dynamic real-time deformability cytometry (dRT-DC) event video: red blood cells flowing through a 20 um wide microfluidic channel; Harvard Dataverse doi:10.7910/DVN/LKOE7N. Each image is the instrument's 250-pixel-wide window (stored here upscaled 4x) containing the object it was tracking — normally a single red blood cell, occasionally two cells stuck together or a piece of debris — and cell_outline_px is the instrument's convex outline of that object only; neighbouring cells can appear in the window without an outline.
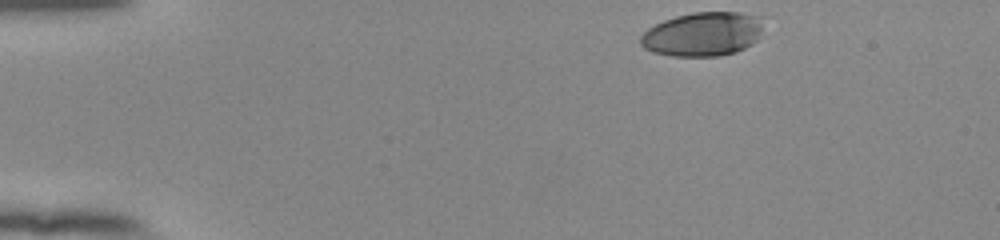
{"species": "human", "species_latin": "Homo sapiens", "temperature_condition": "room temperature", "stored_images_in_passage": 42, "camera_frame_rate_fps": 3000, "um_per_image_px": 0.085, "donor": {"sex": "female"}, "frame": {"image": 1, "passage_image": 1, "time_ms": 0.0, "image_size_px": [1000, 240], "cell_outline_px": [[768, 16], [756, 40], [752, 44], [736, 52], [720, 56], [672, 56], [652, 52], [644, 48], [640, 44], [640, 36], [648, 28], [664, 20], [676, 16], [692, 12], [740, 12]], "centroid_in_image_um": [59.79, 2.88], "position_along_channel_um": 25.2, "area_um2": 32.08}}
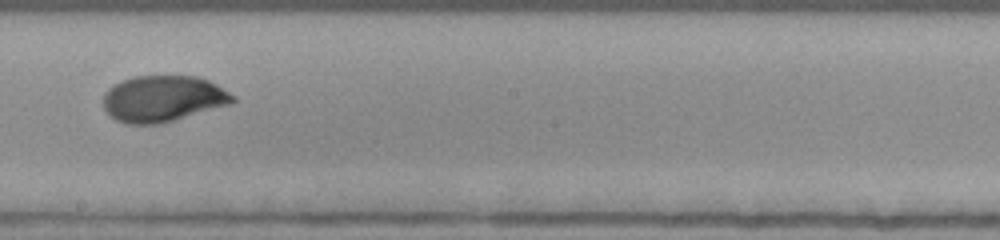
{"frame": {"image": 2, "passage_image": 24, "time_ms": 7.667, "image_size_px": [1000, 240], "cell_outline_px": [[236, 100], [232, 104], [160, 124], [124, 124], [116, 120], [104, 108], [104, 92], [108, 88], [124, 80], [136, 76], [196, 76], [208, 80], [216, 84], [236, 96]], "centroid_in_image_um": [13.89, 8.39], "position_along_channel_um": 234.3, "area_um2": 34.91}}
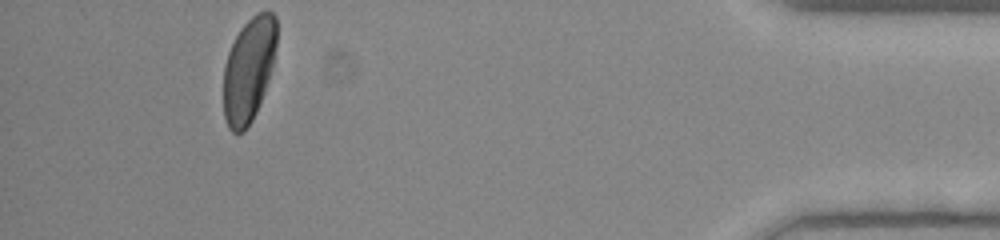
{"frame": {"image": 3, "passage_image": 42, "time_ms": 13.667, "image_size_px": [1000, 240], "cell_outline_px": [[276, 44], [272, 64], [264, 92], [256, 112], [252, 120], [244, 132], [232, 132], [228, 128], [224, 116], [224, 64], [228, 52], [240, 28], [256, 12], [272, 12], [276, 16]], "centroid_in_image_um": [21.12, 5.92], "position_along_channel_um": 414.1, "area_um2": 32.08}, "authors_computed_cell_mechanics": {"area_um2": 34.6511, "velocity_mm_per_s": 3.9332, "shape_relaxation_time_tau1_ms": 3.9901, "shape_relaxation_time_tau2_ms": null, "deformation_change_tau1": 0.1858, "deformation_change_tau2": null}}